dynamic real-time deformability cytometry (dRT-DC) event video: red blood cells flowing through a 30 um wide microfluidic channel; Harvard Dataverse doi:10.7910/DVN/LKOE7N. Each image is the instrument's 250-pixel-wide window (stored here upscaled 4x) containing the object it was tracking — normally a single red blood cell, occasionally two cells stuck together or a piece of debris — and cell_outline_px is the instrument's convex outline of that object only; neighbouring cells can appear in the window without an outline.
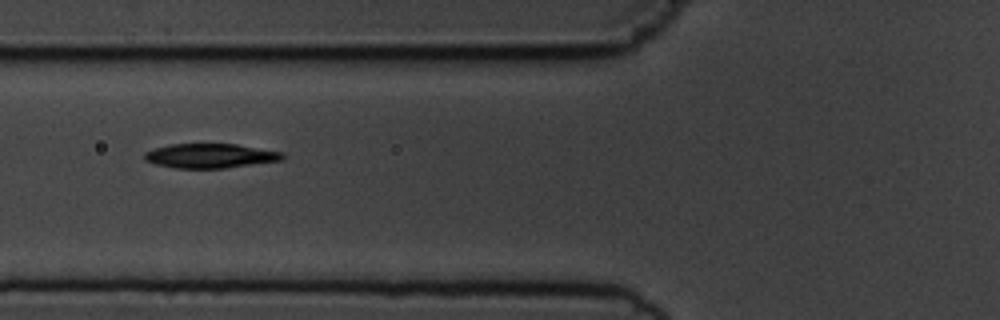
{"species": "common noctule bat (a hibernating species)", "species_latin": "Nyctalus noctula", "temperature_condition": "cold", "stored_images_in_passage": 12, "camera_frame_rate_fps": 3000, "um_per_image_px": 0.085, "animal": {"sex": "male", "body_mass_g": 19.5, "forearm_length_mm": 54.6}, "frame": {"image": 1, "passage_image": 7, "time_ms": 7.667, "image_size_px": [1000, 320], "cell_outline_px": [[284, 156], [280, 160], [224, 168], [176, 168], [156, 164], [144, 160], [144, 152], [156, 148], [172, 144], [236, 144], [284, 152]], "centroid_in_image_um": [17.85, 13.24], "position_along_channel_um": 107.9, "area_um2": 19.42}}
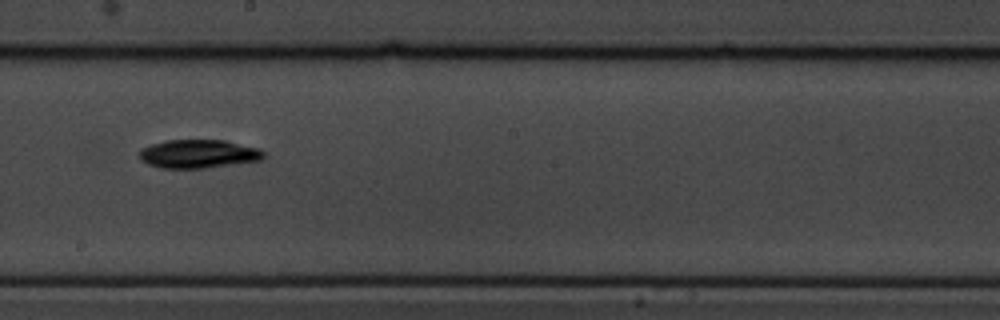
{"frame": {"image": 2, "passage_image": 10, "time_ms": 11.0, "image_size_px": [1000, 320], "cell_outline_px": [[264, 156], [260, 160], [204, 168], [160, 168], [148, 164], [140, 160], [140, 148], [152, 144], [168, 140], [224, 140], [260, 148], [264, 152]], "centroid_in_image_um": [16.85, 13.07], "position_along_channel_um": 231.4, "area_um2": 20.58}}
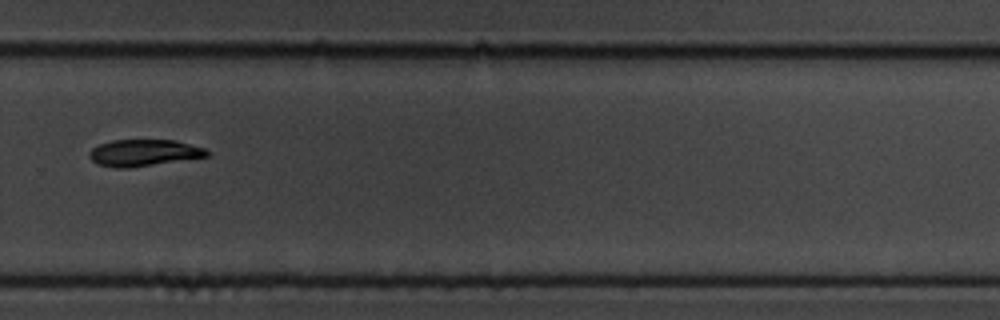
{"frame": {"image": 3, "passage_image": 12, "time_ms": 13.333, "image_size_px": [1000, 320], "cell_outline_px": [[208, 156], [128, 168], [116, 168], [96, 164], [88, 156], [88, 152], [92, 148], [100, 144], [112, 140], [176, 140], [204, 148], [208, 152]], "centroid_in_image_um": [12.17, 12.98], "position_along_channel_um": 317.6, "area_um2": 18.15}}